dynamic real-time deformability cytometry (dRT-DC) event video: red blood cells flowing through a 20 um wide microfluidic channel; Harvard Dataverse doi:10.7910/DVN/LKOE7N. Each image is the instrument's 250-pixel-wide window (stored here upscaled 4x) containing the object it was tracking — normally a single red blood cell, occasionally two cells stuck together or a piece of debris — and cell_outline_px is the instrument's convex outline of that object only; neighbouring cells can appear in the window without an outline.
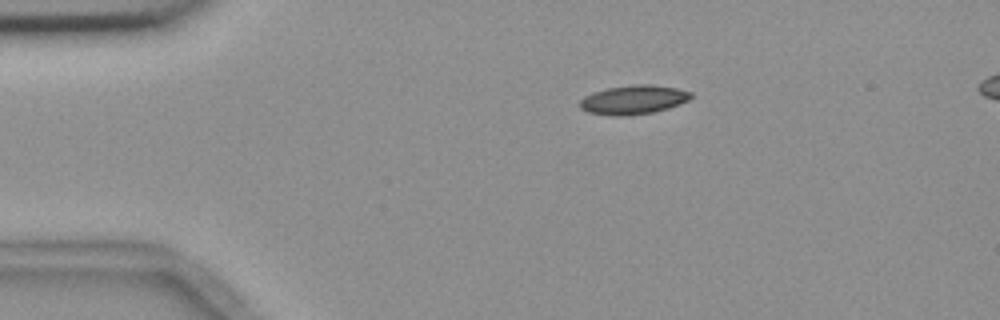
{"species": "common noctule bat (a hibernating species)", "species_latin": "Nyctalus noctula", "temperature_condition": "room temperature", "stored_images_in_passage": 47, "segment_of_instrument_passage": [1, 2], "camera_frame_rate_fps": 3000, "um_per_image_px": 0.085, "animal": {"sex": "female", "body_mass_g": 18.4}, "frame": {"image": 1, "passage_image": 1, "time_ms": 0.0, "image_size_px": [1000, 320], "cell_outline_px": [[692, 96], [688, 100], [680, 104], [668, 108], [652, 112], [624, 116], [616, 116], [588, 112], [580, 108], [580, 100], [584, 96], [592, 92], [608, 88], [636, 84], [652, 84], [676, 88], [692, 92]], "centroid_in_image_um": [53.84, 8.47], "position_along_channel_um": 31.2, "area_um2": 18.73}}
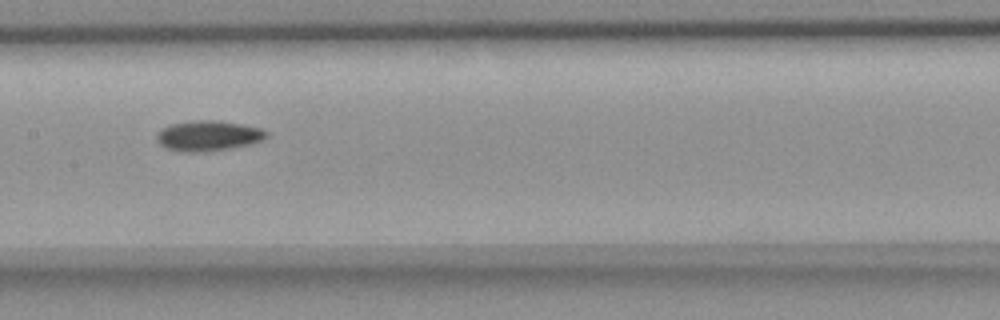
{"frame": {"image": 2, "passage_image": 18, "time_ms": 5.667, "image_size_px": [1000, 320], "cell_outline_px": [[268, 136], [252, 144], [232, 148], [204, 152], [180, 152], [168, 148], [160, 144], [156, 140], [156, 136], [164, 128], [172, 124], [192, 120], [220, 120], [264, 128], [268, 132]], "centroid_in_image_um": [17.75, 11.54], "position_along_channel_um": 189.6, "area_um2": 19.54}}
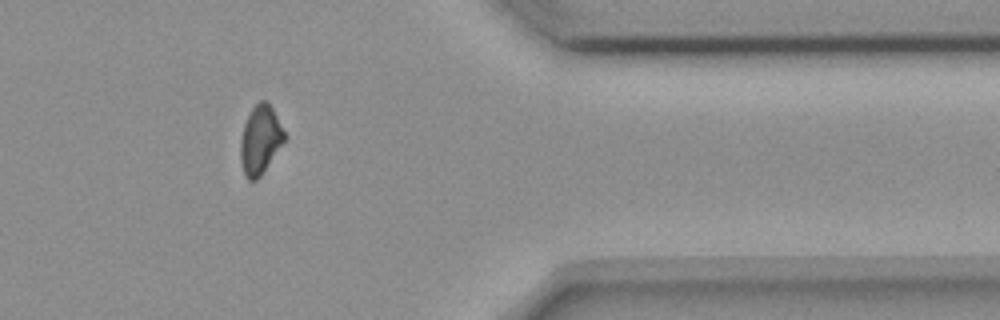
{"frame": {"image": 3, "passage_image": 36, "time_ms": 11.667, "image_size_px": [1000, 320], "cell_outline_px": [[284, 140], [260, 176], [256, 180], [248, 180], [244, 172], [240, 160], [240, 140], [244, 124], [252, 108], [260, 100], [264, 100], [272, 108], [284, 132]], "centroid_in_image_um": [22.08, 11.89], "position_along_channel_um": 389.3, "area_um2": 16.99}}